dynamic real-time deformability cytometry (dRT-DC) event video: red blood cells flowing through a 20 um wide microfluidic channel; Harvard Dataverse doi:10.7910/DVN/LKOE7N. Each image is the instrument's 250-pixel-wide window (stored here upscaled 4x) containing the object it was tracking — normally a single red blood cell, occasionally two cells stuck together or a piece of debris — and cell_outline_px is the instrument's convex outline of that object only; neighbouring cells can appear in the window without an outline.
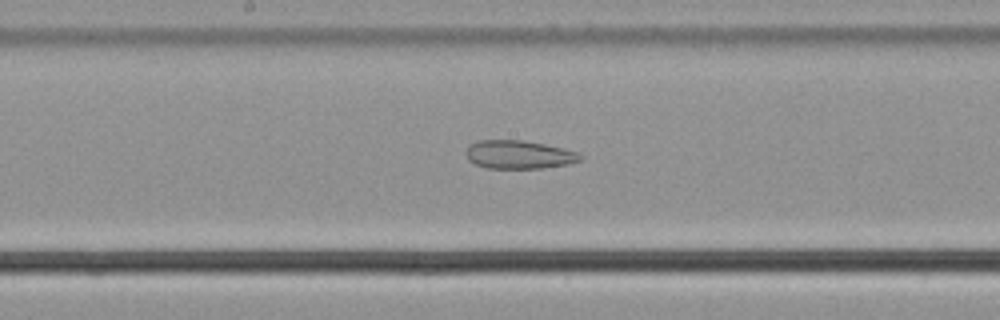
{"species": "common noctule bat (a hibernating species)", "species_latin": "Nyctalus noctula", "temperature_condition": "cold", "stored_images_in_passage": 49, "camera_frame_rate_fps": 3000, "um_per_image_px": 0.085, "animal": {"sex": "male", "body_mass_g": 21.5, "forearm_length_mm": 52.0}, "frame": {"image": 1, "passage_image": 22, "time_ms": 7.0, "image_size_px": [1000, 320], "cell_outline_px": [[584, 160], [568, 164], [544, 168], [488, 168], [476, 164], [468, 160], [464, 152], [468, 144], [476, 140], [524, 140], [564, 148], [576, 152], [584, 156]], "centroid_in_image_um": [44.1, 13.13], "position_along_channel_um": 204.1, "area_um2": 19.19}}
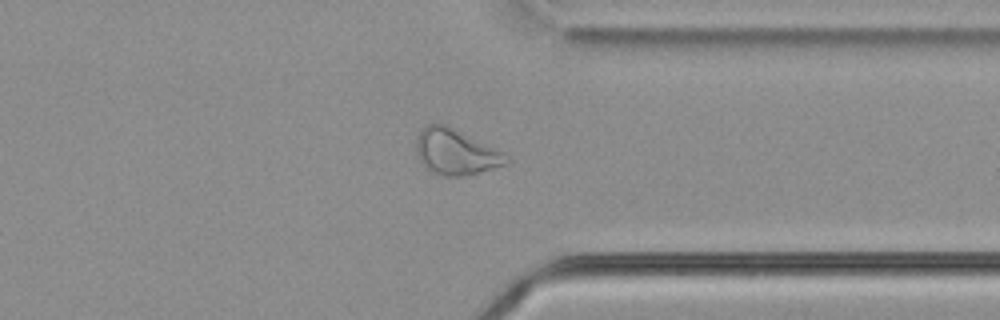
{"frame": {"image": 2, "passage_image": 36, "time_ms": 11.667, "image_size_px": [1000, 320], "cell_outline_px": [[508, 160], [504, 164], [480, 172], [460, 176], [444, 176], [424, 168], [416, 152], [416, 140], [420, 132], [428, 124], [444, 124], [500, 152]], "centroid_in_image_um": [38.63, 12.94], "position_along_channel_um": 372.8, "area_um2": 22.89}}
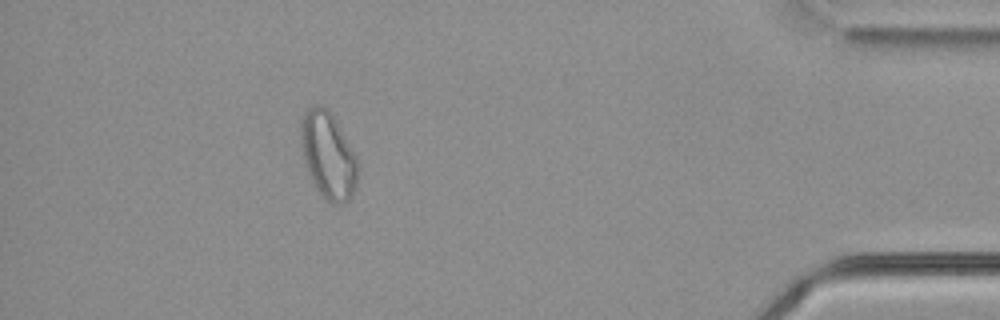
{"frame": {"image": 3, "passage_image": 43, "time_ms": 14.0, "image_size_px": [1000, 320], "cell_outline_px": [[356, 188], [352, 196], [348, 200], [340, 204], [332, 204], [324, 200], [320, 196], [308, 172], [304, 160], [300, 144], [300, 124], [304, 116], [316, 104], [320, 104], [328, 108], [336, 120], [356, 156]], "centroid_in_image_um": [27.88, 13.24], "position_along_channel_um": 407.3, "area_um2": 28.61}, "authors_computed_cell_mechanics": {"area_um2": 25.0274, "velocity_mm_per_s": 3.6565, "shape_relaxation_time_tau1_ms": null, "shape_relaxation_time_tau2_ms": 5.7184, "deformation_change_tau1": null, "deformation_change_tau2": 0.1411}}